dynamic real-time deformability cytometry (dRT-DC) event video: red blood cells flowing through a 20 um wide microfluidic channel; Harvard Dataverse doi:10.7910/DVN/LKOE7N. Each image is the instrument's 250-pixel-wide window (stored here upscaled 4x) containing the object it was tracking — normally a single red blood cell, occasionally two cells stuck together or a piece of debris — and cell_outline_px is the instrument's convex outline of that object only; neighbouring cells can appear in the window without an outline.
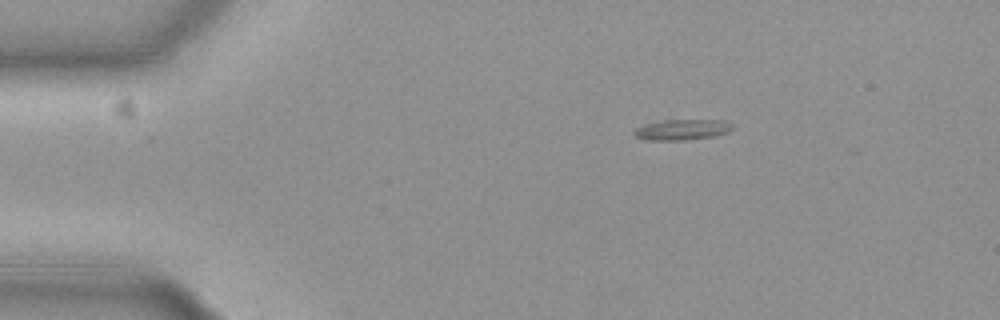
{"species": "common noctule bat (a hibernating species)", "species_latin": "Nyctalus noctula", "temperature_condition": "cold", "stored_images_in_passage": 49, "camera_frame_rate_fps": 3000, "um_per_image_px": 0.085, "animal": {"sex": "female", "body_mass_g": 19.3, "forearm_length_mm": 54.1}, "frame": {"image": 1, "passage_image": 1, "time_ms": 0.0, "image_size_px": [1000, 320], "cell_outline_px": [[736, 124], [728, 132], [716, 136], [684, 140], [648, 140], [636, 136], [632, 132], [636, 128], [644, 124], [664, 120], [724, 120]], "centroid_in_image_um": [58.03, 11.01], "position_along_channel_um": 27.0, "area_um2": 11.91}}
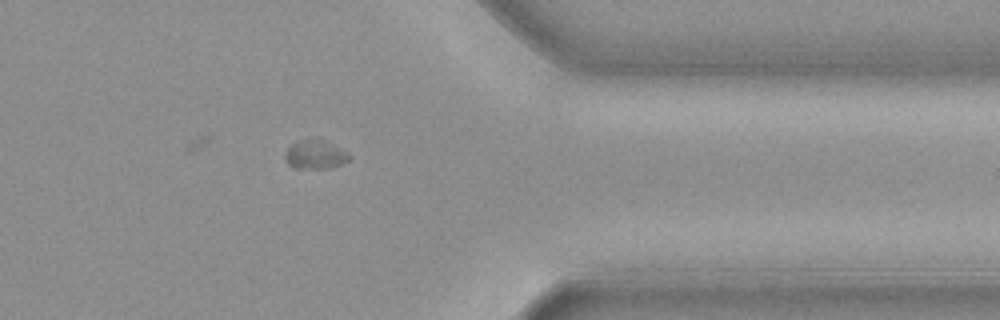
{"frame": {"image": 2, "passage_image": 38, "time_ms": 12.333, "image_size_px": [1000, 320], "cell_outline_px": [[352, 156], [348, 160], [340, 164], [328, 168], [292, 168], [288, 164], [284, 156], [284, 152], [292, 144], [300, 140], [324, 140], [348, 152]], "centroid_in_image_um": [26.78, 13.15], "position_along_channel_um": 384.6, "area_um2": 10.64}}
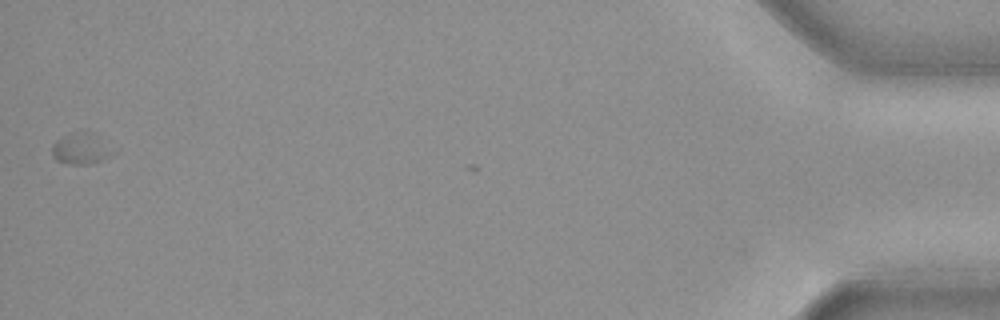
{"frame": {"image": 3, "passage_image": 49, "time_ms": 16.0, "image_size_px": [1000, 320], "cell_outline_px": [[104, 156], [100, 160], [92, 164], [72, 164], [56, 160], [52, 156], [52, 144], [56, 140], [68, 132], [84, 128], [92, 132]], "centroid_in_image_um": [6.57, 12.58], "position_along_channel_um": 428.6, "area_um2": 10.0}}